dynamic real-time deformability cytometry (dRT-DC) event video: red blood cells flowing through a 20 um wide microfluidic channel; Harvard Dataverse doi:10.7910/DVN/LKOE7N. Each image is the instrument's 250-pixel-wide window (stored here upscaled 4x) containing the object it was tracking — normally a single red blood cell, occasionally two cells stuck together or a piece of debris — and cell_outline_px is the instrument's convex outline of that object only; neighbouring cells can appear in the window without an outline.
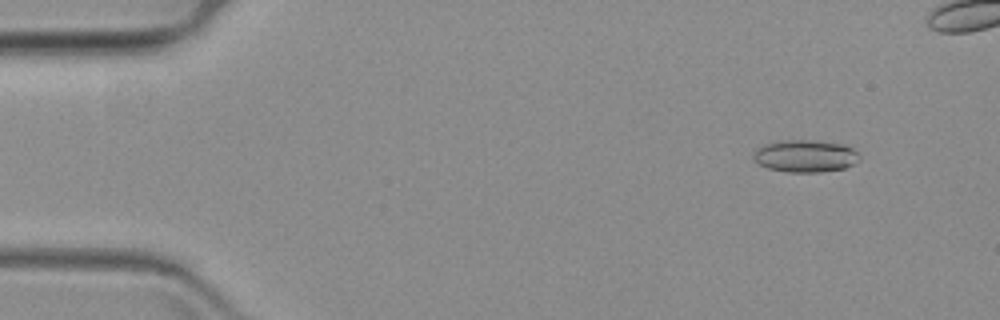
{"species": "common noctule bat (a hibernating species)", "species_latin": "Nyctalus noctula", "temperature_condition": "warm", "stored_images_in_passage": 56, "camera_frame_rate_fps": 3000, "um_per_image_px": 0.085, "animal": {"sex": "female", "body_mass_g": 19.3, "forearm_length_mm": 54.1}, "frame": {"image": 1, "passage_image": 6, "time_ms": 1.667, "image_size_px": [1000, 320], "cell_outline_px": [[860, 160], [844, 168], [820, 172], [784, 172], [768, 168], [760, 164], [752, 156], [756, 148], [764, 144], [776, 140], [808, 140], [844, 144], [852, 148], [860, 156]], "centroid_in_image_um": [68.43, 13.25], "position_along_channel_um": 16.6, "area_um2": 20.0}}
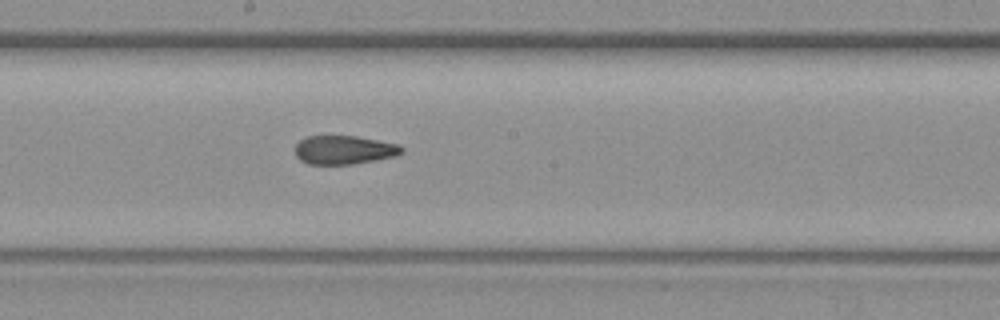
{"frame": {"image": 2, "passage_image": 34, "time_ms": 11.0, "image_size_px": [1000, 320], "cell_outline_px": [[404, 152], [396, 156], [376, 160], [352, 164], [308, 164], [300, 160], [296, 156], [296, 144], [300, 140], [308, 136], [356, 136], [400, 144], [404, 148]], "centroid_in_image_um": [29.28, 12.74], "position_along_channel_um": 218.9, "area_um2": 17.92}}
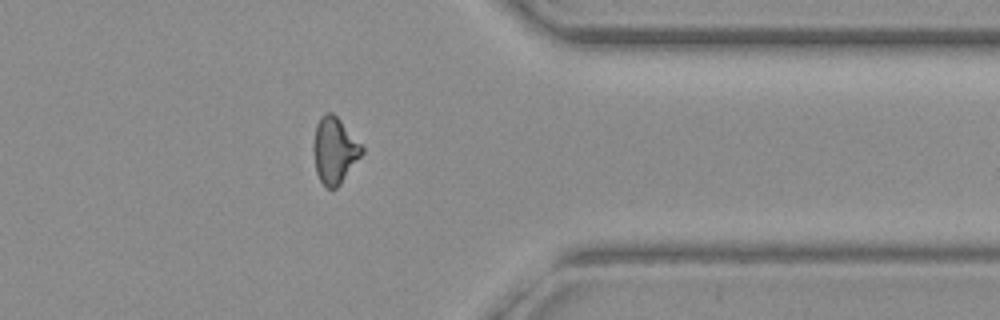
{"frame": {"image": 3, "passage_image": 50, "time_ms": 16.333, "image_size_px": [1000, 320], "cell_outline_px": [[364, 152], [340, 184], [336, 188], [328, 188], [320, 180], [316, 172], [312, 148], [316, 124], [320, 116], [324, 112], [332, 112], [340, 120], [364, 148]], "centroid_in_image_um": [28.41, 12.76], "position_along_channel_um": 383.0, "area_um2": 18.61}}